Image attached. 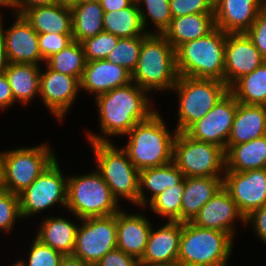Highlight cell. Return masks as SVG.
I'll use <instances>...</instances> for the list:
<instances>
[{
  "instance_id": "11a10c76",
  "label": "cell",
  "mask_w": 266,
  "mask_h": 266,
  "mask_svg": "<svg viewBox=\"0 0 266 266\" xmlns=\"http://www.w3.org/2000/svg\"><path fill=\"white\" fill-rule=\"evenodd\" d=\"M2 156L3 151L0 152V190L2 189Z\"/></svg>"
},
{
  "instance_id": "d6986e66",
  "label": "cell",
  "mask_w": 266,
  "mask_h": 266,
  "mask_svg": "<svg viewBox=\"0 0 266 266\" xmlns=\"http://www.w3.org/2000/svg\"><path fill=\"white\" fill-rule=\"evenodd\" d=\"M132 82V73L106 59L87 61L80 79V91L95 97Z\"/></svg>"
},
{
  "instance_id": "db71d44e",
  "label": "cell",
  "mask_w": 266,
  "mask_h": 266,
  "mask_svg": "<svg viewBox=\"0 0 266 266\" xmlns=\"http://www.w3.org/2000/svg\"><path fill=\"white\" fill-rule=\"evenodd\" d=\"M0 7H2V8L7 7L13 11L12 13L15 14V2H14V0H0Z\"/></svg>"
},
{
  "instance_id": "ee69618b",
  "label": "cell",
  "mask_w": 266,
  "mask_h": 266,
  "mask_svg": "<svg viewBox=\"0 0 266 266\" xmlns=\"http://www.w3.org/2000/svg\"><path fill=\"white\" fill-rule=\"evenodd\" d=\"M139 260L115 248L109 251L95 266H139Z\"/></svg>"
},
{
  "instance_id": "603a6c76",
  "label": "cell",
  "mask_w": 266,
  "mask_h": 266,
  "mask_svg": "<svg viewBox=\"0 0 266 266\" xmlns=\"http://www.w3.org/2000/svg\"><path fill=\"white\" fill-rule=\"evenodd\" d=\"M223 177H184L181 222L194 219L199 210L223 187Z\"/></svg>"
},
{
  "instance_id": "83f0119b",
  "label": "cell",
  "mask_w": 266,
  "mask_h": 266,
  "mask_svg": "<svg viewBox=\"0 0 266 266\" xmlns=\"http://www.w3.org/2000/svg\"><path fill=\"white\" fill-rule=\"evenodd\" d=\"M23 16L37 33L72 34V11L69 7L55 3L31 8Z\"/></svg>"
},
{
  "instance_id": "f1b7e54d",
  "label": "cell",
  "mask_w": 266,
  "mask_h": 266,
  "mask_svg": "<svg viewBox=\"0 0 266 266\" xmlns=\"http://www.w3.org/2000/svg\"><path fill=\"white\" fill-rule=\"evenodd\" d=\"M225 158V171L266 168V135L237 145H226Z\"/></svg>"
},
{
  "instance_id": "f907efd6",
  "label": "cell",
  "mask_w": 266,
  "mask_h": 266,
  "mask_svg": "<svg viewBox=\"0 0 266 266\" xmlns=\"http://www.w3.org/2000/svg\"><path fill=\"white\" fill-rule=\"evenodd\" d=\"M9 61L6 55L5 42L0 30V74L5 73L8 67Z\"/></svg>"
},
{
  "instance_id": "681fc988",
  "label": "cell",
  "mask_w": 266,
  "mask_h": 266,
  "mask_svg": "<svg viewBox=\"0 0 266 266\" xmlns=\"http://www.w3.org/2000/svg\"><path fill=\"white\" fill-rule=\"evenodd\" d=\"M60 266H92L90 263L83 261L79 257L64 255L61 259Z\"/></svg>"
},
{
  "instance_id": "7dc6e473",
  "label": "cell",
  "mask_w": 266,
  "mask_h": 266,
  "mask_svg": "<svg viewBox=\"0 0 266 266\" xmlns=\"http://www.w3.org/2000/svg\"><path fill=\"white\" fill-rule=\"evenodd\" d=\"M15 14L23 15L27 10L35 7L55 4V0H14Z\"/></svg>"
},
{
  "instance_id": "b9f144b4",
  "label": "cell",
  "mask_w": 266,
  "mask_h": 266,
  "mask_svg": "<svg viewBox=\"0 0 266 266\" xmlns=\"http://www.w3.org/2000/svg\"><path fill=\"white\" fill-rule=\"evenodd\" d=\"M72 41V34L38 33V45L42 59L46 61Z\"/></svg>"
},
{
  "instance_id": "6da1fadb",
  "label": "cell",
  "mask_w": 266,
  "mask_h": 266,
  "mask_svg": "<svg viewBox=\"0 0 266 266\" xmlns=\"http://www.w3.org/2000/svg\"><path fill=\"white\" fill-rule=\"evenodd\" d=\"M146 90L134 82L94 97L99 112L101 134L87 132L89 142H111L126 135L137 123L147 120L157 109Z\"/></svg>"
},
{
  "instance_id": "9a60e30c",
  "label": "cell",
  "mask_w": 266,
  "mask_h": 266,
  "mask_svg": "<svg viewBox=\"0 0 266 266\" xmlns=\"http://www.w3.org/2000/svg\"><path fill=\"white\" fill-rule=\"evenodd\" d=\"M223 186L245 217L266 204V168L225 171Z\"/></svg>"
},
{
  "instance_id": "ab89813d",
  "label": "cell",
  "mask_w": 266,
  "mask_h": 266,
  "mask_svg": "<svg viewBox=\"0 0 266 266\" xmlns=\"http://www.w3.org/2000/svg\"><path fill=\"white\" fill-rule=\"evenodd\" d=\"M22 219L20 213L19 195L0 190V230L13 231L16 221Z\"/></svg>"
},
{
  "instance_id": "d6a6232c",
  "label": "cell",
  "mask_w": 266,
  "mask_h": 266,
  "mask_svg": "<svg viewBox=\"0 0 266 266\" xmlns=\"http://www.w3.org/2000/svg\"><path fill=\"white\" fill-rule=\"evenodd\" d=\"M229 92L239 103L266 106V61L250 74L239 78Z\"/></svg>"
},
{
  "instance_id": "f546056e",
  "label": "cell",
  "mask_w": 266,
  "mask_h": 266,
  "mask_svg": "<svg viewBox=\"0 0 266 266\" xmlns=\"http://www.w3.org/2000/svg\"><path fill=\"white\" fill-rule=\"evenodd\" d=\"M40 65L9 63L5 70L14 101L24 106L40 93Z\"/></svg>"
},
{
  "instance_id": "e575fe53",
  "label": "cell",
  "mask_w": 266,
  "mask_h": 266,
  "mask_svg": "<svg viewBox=\"0 0 266 266\" xmlns=\"http://www.w3.org/2000/svg\"><path fill=\"white\" fill-rule=\"evenodd\" d=\"M184 193V179L154 197L145 207L166 221L181 222V202ZM166 218V219H165Z\"/></svg>"
},
{
  "instance_id": "d4e9b609",
  "label": "cell",
  "mask_w": 266,
  "mask_h": 266,
  "mask_svg": "<svg viewBox=\"0 0 266 266\" xmlns=\"http://www.w3.org/2000/svg\"><path fill=\"white\" fill-rule=\"evenodd\" d=\"M214 28V13H194L172 18L162 35L176 50L186 42L206 36Z\"/></svg>"
},
{
  "instance_id": "7bdbcfd3",
  "label": "cell",
  "mask_w": 266,
  "mask_h": 266,
  "mask_svg": "<svg viewBox=\"0 0 266 266\" xmlns=\"http://www.w3.org/2000/svg\"><path fill=\"white\" fill-rule=\"evenodd\" d=\"M266 61V7H263L252 26L245 32Z\"/></svg>"
},
{
  "instance_id": "8fae6325",
  "label": "cell",
  "mask_w": 266,
  "mask_h": 266,
  "mask_svg": "<svg viewBox=\"0 0 266 266\" xmlns=\"http://www.w3.org/2000/svg\"><path fill=\"white\" fill-rule=\"evenodd\" d=\"M67 181L57 158L19 194L22 219L33 217L60 204L66 208Z\"/></svg>"
},
{
  "instance_id": "30bf717a",
  "label": "cell",
  "mask_w": 266,
  "mask_h": 266,
  "mask_svg": "<svg viewBox=\"0 0 266 266\" xmlns=\"http://www.w3.org/2000/svg\"><path fill=\"white\" fill-rule=\"evenodd\" d=\"M173 162L184 177L224 176L225 150L215 144L198 141L185 132H177L173 143Z\"/></svg>"
},
{
  "instance_id": "44dd1931",
  "label": "cell",
  "mask_w": 266,
  "mask_h": 266,
  "mask_svg": "<svg viewBox=\"0 0 266 266\" xmlns=\"http://www.w3.org/2000/svg\"><path fill=\"white\" fill-rule=\"evenodd\" d=\"M117 248L140 260L146 249L152 224L138 213L129 214L122 208L116 213Z\"/></svg>"
},
{
  "instance_id": "6f0895ef",
  "label": "cell",
  "mask_w": 266,
  "mask_h": 266,
  "mask_svg": "<svg viewBox=\"0 0 266 266\" xmlns=\"http://www.w3.org/2000/svg\"><path fill=\"white\" fill-rule=\"evenodd\" d=\"M11 266H23V265L19 260V261L15 262L14 264H12Z\"/></svg>"
},
{
  "instance_id": "7c38bea8",
  "label": "cell",
  "mask_w": 266,
  "mask_h": 266,
  "mask_svg": "<svg viewBox=\"0 0 266 266\" xmlns=\"http://www.w3.org/2000/svg\"><path fill=\"white\" fill-rule=\"evenodd\" d=\"M73 255L95 266L117 248L116 214L80 219Z\"/></svg>"
},
{
  "instance_id": "f6af8a7d",
  "label": "cell",
  "mask_w": 266,
  "mask_h": 266,
  "mask_svg": "<svg viewBox=\"0 0 266 266\" xmlns=\"http://www.w3.org/2000/svg\"><path fill=\"white\" fill-rule=\"evenodd\" d=\"M251 225L257 238L266 245V204L246 216V226Z\"/></svg>"
},
{
  "instance_id": "836d02e7",
  "label": "cell",
  "mask_w": 266,
  "mask_h": 266,
  "mask_svg": "<svg viewBox=\"0 0 266 266\" xmlns=\"http://www.w3.org/2000/svg\"><path fill=\"white\" fill-rule=\"evenodd\" d=\"M86 62L82 44L73 40L63 50L49 57L45 64L56 72L74 76L80 81Z\"/></svg>"
},
{
  "instance_id": "7402d4cb",
  "label": "cell",
  "mask_w": 266,
  "mask_h": 266,
  "mask_svg": "<svg viewBox=\"0 0 266 266\" xmlns=\"http://www.w3.org/2000/svg\"><path fill=\"white\" fill-rule=\"evenodd\" d=\"M152 227L140 263H165L178 259L182 222L166 221L160 228Z\"/></svg>"
},
{
  "instance_id": "c3c4849f",
  "label": "cell",
  "mask_w": 266,
  "mask_h": 266,
  "mask_svg": "<svg viewBox=\"0 0 266 266\" xmlns=\"http://www.w3.org/2000/svg\"><path fill=\"white\" fill-rule=\"evenodd\" d=\"M99 3L104 10V12L117 11L129 7L133 1L132 0H99Z\"/></svg>"
},
{
  "instance_id": "d590c367",
  "label": "cell",
  "mask_w": 266,
  "mask_h": 266,
  "mask_svg": "<svg viewBox=\"0 0 266 266\" xmlns=\"http://www.w3.org/2000/svg\"><path fill=\"white\" fill-rule=\"evenodd\" d=\"M135 3L139 8L145 31L148 34H163L169 27L173 18L170 11L169 0H137ZM149 19L152 21L151 23L156 30H147V25L149 24L147 22Z\"/></svg>"
},
{
  "instance_id": "4316f807",
  "label": "cell",
  "mask_w": 266,
  "mask_h": 266,
  "mask_svg": "<svg viewBox=\"0 0 266 266\" xmlns=\"http://www.w3.org/2000/svg\"><path fill=\"white\" fill-rule=\"evenodd\" d=\"M183 179L184 174L173 161L163 166L139 171V208L141 207L142 210L154 197L167 188L179 184ZM144 189L150 191L149 198L146 196Z\"/></svg>"
},
{
  "instance_id": "2e32d148",
  "label": "cell",
  "mask_w": 266,
  "mask_h": 266,
  "mask_svg": "<svg viewBox=\"0 0 266 266\" xmlns=\"http://www.w3.org/2000/svg\"><path fill=\"white\" fill-rule=\"evenodd\" d=\"M16 18L8 29L0 13V30L4 38L6 55L9 63L45 64L38 45V33L23 15L12 14Z\"/></svg>"
},
{
  "instance_id": "8992f818",
  "label": "cell",
  "mask_w": 266,
  "mask_h": 266,
  "mask_svg": "<svg viewBox=\"0 0 266 266\" xmlns=\"http://www.w3.org/2000/svg\"><path fill=\"white\" fill-rule=\"evenodd\" d=\"M111 142H90L97 171L110 187L113 197L139 207V170L126 152Z\"/></svg>"
},
{
  "instance_id": "f5cc1de1",
  "label": "cell",
  "mask_w": 266,
  "mask_h": 266,
  "mask_svg": "<svg viewBox=\"0 0 266 266\" xmlns=\"http://www.w3.org/2000/svg\"><path fill=\"white\" fill-rule=\"evenodd\" d=\"M55 3L60 6L72 8L79 3V0H55Z\"/></svg>"
},
{
  "instance_id": "9f6ffc18",
  "label": "cell",
  "mask_w": 266,
  "mask_h": 266,
  "mask_svg": "<svg viewBox=\"0 0 266 266\" xmlns=\"http://www.w3.org/2000/svg\"><path fill=\"white\" fill-rule=\"evenodd\" d=\"M262 7H266V0H257Z\"/></svg>"
},
{
  "instance_id": "ba28073f",
  "label": "cell",
  "mask_w": 266,
  "mask_h": 266,
  "mask_svg": "<svg viewBox=\"0 0 266 266\" xmlns=\"http://www.w3.org/2000/svg\"><path fill=\"white\" fill-rule=\"evenodd\" d=\"M179 100L177 132H185L194 122L204 117L229 92L220 80L178 76L171 89Z\"/></svg>"
},
{
  "instance_id": "484cf974",
  "label": "cell",
  "mask_w": 266,
  "mask_h": 266,
  "mask_svg": "<svg viewBox=\"0 0 266 266\" xmlns=\"http://www.w3.org/2000/svg\"><path fill=\"white\" fill-rule=\"evenodd\" d=\"M78 226L67 218L47 215L42 219L35 237L61 254L71 255L74 252Z\"/></svg>"
},
{
  "instance_id": "816d5d0a",
  "label": "cell",
  "mask_w": 266,
  "mask_h": 266,
  "mask_svg": "<svg viewBox=\"0 0 266 266\" xmlns=\"http://www.w3.org/2000/svg\"><path fill=\"white\" fill-rule=\"evenodd\" d=\"M139 266H183L178 260L165 263H139Z\"/></svg>"
},
{
  "instance_id": "74e56055",
  "label": "cell",
  "mask_w": 266,
  "mask_h": 266,
  "mask_svg": "<svg viewBox=\"0 0 266 266\" xmlns=\"http://www.w3.org/2000/svg\"><path fill=\"white\" fill-rule=\"evenodd\" d=\"M119 38L111 33L101 32L81 42L86 61L103 60L116 47Z\"/></svg>"
},
{
  "instance_id": "8d00e7d4",
  "label": "cell",
  "mask_w": 266,
  "mask_h": 266,
  "mask_svg": "<svg viewBox=\"0 0 266 266\" xmlns=\"http://www.w3.org/2000/svg\"><path fill=\"white\" fill-rule=\"evenodd\" d=\"M146 36L119 38L116 47L109 53L106 60L123 66L132 73L138 64L140 48Z\"/></svg>"
},
{
  "instance_id": "cb8c5ba5",
  "label": "cell",
  "mask_w": 266,
  "mask_h": 266,
  "mask_svg": "<svg viewBox=\"0 0 266 266\" xmlns=\"http://www.w3.org/2000/svg\"><path fill=\"white\" fill-rule=\"evenodd\" d=\"M266 135V106L247 105L237 101L227 145H237Z\"/></svg>"
},
{
  "instance_id": "7a4b0ae2",
  "label": "cell",
  "mask_w": 266,
  "mask_h": 266,
  "mask_svg": "<svg viewBox=\"0 0 266 266\" xmlns=\"http://www.w3.org/2000/svg\"><path fill=\"white\" fill-rule=\"evenodd\" d=\"M162 118L156 111L124 135L128 141L121 148L139 171L173 161V143L177 131L174 129L171 133L164 123L166 120Z\"/></svg>"
},
{
  "instance_id": "f35d334b",
  "label": "cell",
  "mask_w": 266,
  "mask_h": 266,
  "mask_svg": "<svg viewBox=\"0 0 266 266\" xmlns=\"http://www.w3.org/2000/svg\"><path fill=\"white\" fill-rule=\"evenodd\" d=\"M31 244L29 253H27V261L23 260L24 257L20 260L23 266H60L63 254L43 244L36 237Z\"/></svg>"
},
{
  "instance_id": "680465c9",
  "label": "cell",
  "mask_w": 266,
  "mask_h": 266,
  "mask_svg": "<svg viewBox=\"0 0 266 266\" xmlns=\"http://www.w3.org/2000/svg\"><path fill=\"white\" fill-rule=\"evenodd\" d=\"M99 1V0H79V2Z\"/></svg>"
},
{
  "instance_id": "277c9868",
  "label": "cell",
  "mask_w": 266,
  "mask_h": 266,
  "mask_svg": "<svg viewBox=\"0 0 266 266\" xmlns=\"http://www.w3.org/2000/svg\"><path fill=\"white\" fill-rule=\"evenodd\" d=\"M226 36L215 27L206 36L180 45L175 50L178 75L224 82Z\"/></svg>"
},
{
  "instance_id": "ffe728a7",
  "label": "cell",
  "mask_w": 266,
  "mask_h": 266,
  "mask_svg": "<svg viewBox=\"0 0 266 266\" xmlns=\"http://www.w3.org/2000/svg\"><path fill=\"white\" fill-rule=\"evenodd\" d=\"M262 8L257 0H214L215 27L225 33H245Z\"/></svg>"
},
{
  "instance_id": "ac0fdd59",
  "label": "cell",
  "mask_w": 266,
  "mask_h": 266,
  "mask_svg": "<svg viewBox=\"0 0 266 266\" xmlns=\"http://www.w3.org/2000/svg\"><path fill=\"white\" fill-rule=\"evenodd\" d=\"M237 219L246 225V217L223 186L199 210L191 222L202 228L224 231L234 239L237 234L238 226L235 225Z\"/></svg>"
},
{
  "instance_id": "9c48e42d",
  "label": "cell",
  "mask_w": 266,
  "mask_h": 266,
  "mask_svg": "<svg viewBox=\"0 0 266 266\" xmlns=\"http://www.w3.org/2000/svg\"><path fill=\"white\" fill-rule=\"evenodd\" d=\"M48 143L3 151L2 189L19 195L57 158Z\"/></svg>"
},
{
  "instance_id": "4dcf8cb0",
  "label": "cell",
  "mask_w": 266,
  "mask_h": 266,
  "mask_svg": "<svg viewBox=\"0 0 266 266\" xmlns=\"http://www.w3.org/2000/svg\"><path fill=\"white\" fill-rule=\"evenodd\" d=\"M72 39L81 43L87 38L94 37L104 31L103 15L99 1L79 2L71 8Z\"/></svg>"
},
{
  "instance_id": "5b68a950",
  "label": "cell",
  "mask_w": 266,
  "mask_h": 266,
  "mask_svg": "<svg viewBox=\"0 0 266 266\" xmlns=\"http://www.w3.org/2000/svg\"><path fill=\"white\" fill-rule=\"evenodd\" d=\"M234 242L224 231L182 222L177 260L183 266H228Z\"/></svg>"
},
{
  "instance_id": "5bb4252c",
  "label": "cell",
  "mask_w": 266,
  "mask_h": 266,
  "mask_svg": "<svg viewBox=\"0 0 266 266\" xmlns=\"http://www.w3.org/2000/svg\"><path fill=\"white\" fill-rule=\"evenodd\" d=\"M44 67L45 71L40 70L39 97L52 116L62 123L80 92V81L74 76L56 72L46 64Z\"/></svg>"
},
{
  "instance_id": "3957f363",
  "label": "cell",
  "mask_w": 266,
  "mask_h": 266,
  "mask_svg": "<svg viewBox=\"0 0 266 266\" xmlns=\"http://www.w3.org/2000/svg\"><path fill=\"white\" fill-rule=\"evenodd\" d=\"M175 50L162 34H148L142 41L132 82L148 93L171 91L178 79Z\"/></svg>"
},
{
  "instance_id": "e0dca14e",
  "label": "cell",
  "mask_w": 266,
  "mask_h": 266,
  "mask_svg": "<svg viewBox=\"0 0 266 266\" xmlns=\"http://www.w3.org/2000/svg\"><path fill=\"white\" fill-rule=\"evenodd\" d=\"M265 60L246 33H227L224 58V83L230 88Z\"/></svg>"
},
{
  "instance_id": "bcb514c9",
  "label": "cell",
  "mask_w": 266,
  "mask_h": 266,
  "mask_svg": "<svg viewBox=\"0 0 266 266\" xmlns=\"http://www.w3.org/2000/svg\"><path fill=\"white\" fill-rule=\"evenodd\" d=\"M16 104L5 73L0 74V110H7Z\"/></svg>"
},
{
  "instance_id": "4fadbf2b",
  "label": "cell",
  "mask_w": 266,
  "mask_h": 266,
  "mask_svg": "<svg viewBox=\"0 0 266 266\" xmlns=\"http://www.w3.org/2000/svg\"><path fill=\"white\" fill-rule=\"evenodd\" d=\"M236 110L237 100L228 92L185 133L195 140L212 143L226 150Z\"/></svg>"
},
{
  "instance_id": "1f68e13d",
  "label": "cell",
  "mask_w": 266,
  "mask_h": 266,
  "mask_svg": "<svg viewBox=\"0 0 266 266\" xmlns=\"http://www.w3.org/2000/svg\"><path fill=\"white\" fill-rule=\"evenodd\" d=\"M103 28L104 32L111 33L118 38L148 35L135 2L117 11L104 12Z\"/></svg>"
},
{
  "instance_id": "52a82bcc",
  "label": "cell",
  "mask_w": 266,
  "mask_h": 266,
  "mask_svg": "<svg viewBox=\"0 0 266 266\" xmlns=\"http://www.w3.org/2000/svg\"><path fill=\"white\" fill-rule=\"evenodd\" d=\"M89 172L68 177L66 209L77 220L116 214L121 204L96 168Z\"/></svg>"
},
{
  "instance_id": "60d3db41",
  "label": "cell",
  "mask_w": 266,
  "mask_h": 266,
  "mask_svg": "<svg viewBox=\"0 0 266 266\" xmlns=\"http://www.w3.org/2000/svg\"><path fill=\"white\" fill-rule=\"evenodd\" d=\"M172 17L214 13V0H169Z\"/></svg>"
}]
</instances>
